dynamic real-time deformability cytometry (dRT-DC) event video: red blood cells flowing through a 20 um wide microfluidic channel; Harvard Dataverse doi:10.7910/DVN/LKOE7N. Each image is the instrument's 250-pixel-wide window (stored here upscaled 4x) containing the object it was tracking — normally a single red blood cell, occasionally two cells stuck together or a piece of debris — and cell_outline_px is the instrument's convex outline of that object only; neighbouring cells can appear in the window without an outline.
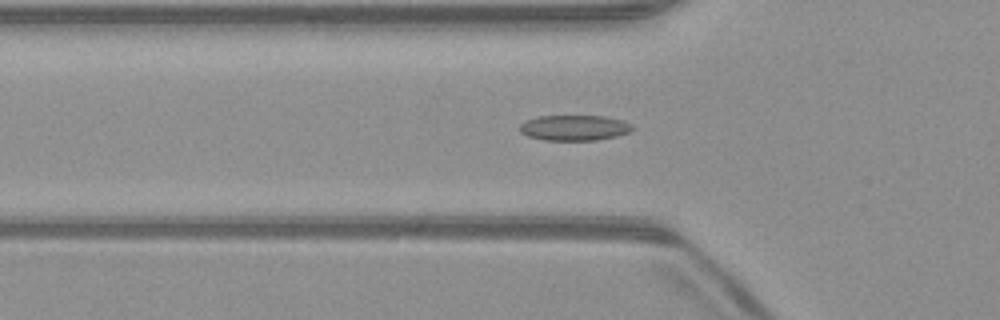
{"species": "common noctule bat (a hibernating species)", "species_latin": "Nyctalus noctula", "temperature_condition": "warm", "stored_images_in_passage": 38, "camera_frame_rate_fps": 3000, "um_per_image_px": 0.085, "animal": {"sex": "male", "body_mass_g": 23.1, "forearm_length_mm": 52.7}, "frame": {"image": 1, "passage_image": 4, "time_ms": 1.0, "image_size_px": [1000, 320], "cell_outline_px": [[636, 128], [628, 132], [616, 136], [596, 140], [544, 140], [528, 136], [520, 132], [520, 124], [524, 120], [540, 116], [604, 116], [620, 120], [632, 124]], "centroid_in_image_um": [48.81, 10.86], "position_along_channel_um": 77.0, "area_um2": 16.7}}
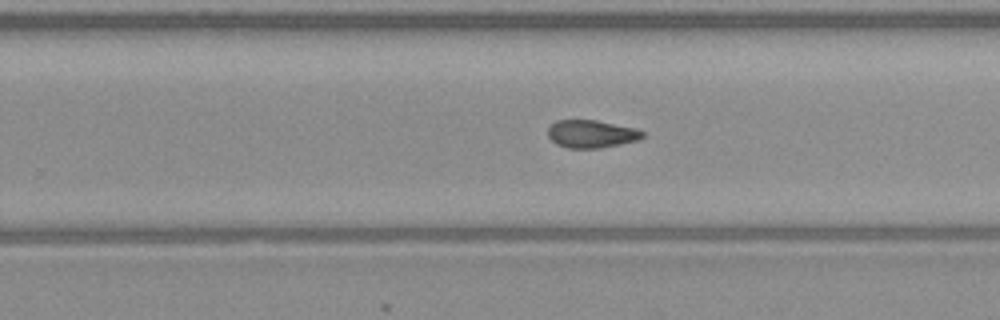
{"frame": {"image": 2, "passage_image": 19, "time_ms": 6.0, "image_size_px": [1000, 320], "cell_outline_px": [[644, 136], [636, 140], [620, 144], [600, 148], [568, 148], [556, 144], [548, 136], [548, 128], [556, 120], [596, 120], [636, 128], [644, 132]], "centroid_in_image_um": [50.26, 11.38], "position_along_channel_um": 279.5, "area_um2": 15.26}}
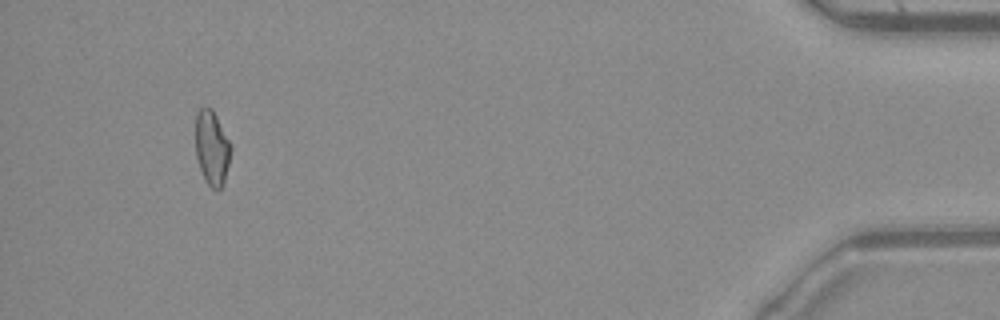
{"frame": {"image": 3, "passage_image": 35, "time_ms": 11.333, "image_size_px": [1000, 320], "cell_outline_px": [[232, 148], [224, 184], [216, 192], [204, 180], [196, 156], [196, 112], [204, 104], [212, 108], [232, 144]], "centroid_in_image_um": [18.02, 12.55], "position_along_channel_um": 417.2, "area_um2": 15.72}, "authors_computed_cell_mechanics": {"area_um2": 15.7794, "velocity_mm_per_s": 4.0367, "shape_relaxation_time_tau1_ms": null, "shape_relaxation_time_tau2_ms": 3.7009, "deformation_change_tau1": null, "deformation_change_tau2": 0.1007}}